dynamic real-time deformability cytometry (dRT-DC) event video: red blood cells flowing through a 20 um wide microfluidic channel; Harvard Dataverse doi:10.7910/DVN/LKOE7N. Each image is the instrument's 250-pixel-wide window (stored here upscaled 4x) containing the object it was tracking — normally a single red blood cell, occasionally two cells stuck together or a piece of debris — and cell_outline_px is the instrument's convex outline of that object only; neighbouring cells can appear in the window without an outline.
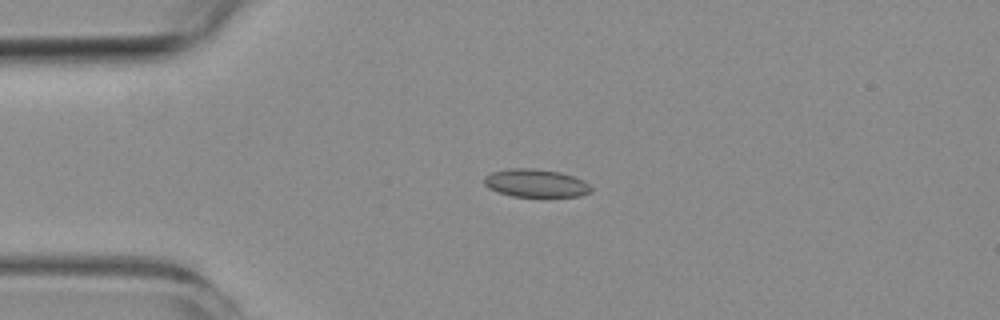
{"species": "common noctule bat (a hibernating species)", "species_latin": "Nyctalus noctula", "temperature_condition": "room temperature", "stored_images_in_passage": 3, "camera_frame_rate_fps": 3000, "um_per_image_px": 0.085, "animal": {"sex": "female", "body_mass_g": 19.3, "forearm_length_mm": 54.1}, "frame": {"image": 1, "passage_image": 2, "time_ms": 1.333, "image_size_px": [1000, 320], "cell_outline_px": [[592, 192], [580, 196], [512, 196], [496, 192], [488, 188], [484, 184], [484, 176], [492, 172], [508, 168], [532, 168], [560, 172], [584, 180], [592, 188]], "centroid_in_image_um": [45.52, 15.56], "position_along_channel_um": 39.5, "area_um2": 17.51}}